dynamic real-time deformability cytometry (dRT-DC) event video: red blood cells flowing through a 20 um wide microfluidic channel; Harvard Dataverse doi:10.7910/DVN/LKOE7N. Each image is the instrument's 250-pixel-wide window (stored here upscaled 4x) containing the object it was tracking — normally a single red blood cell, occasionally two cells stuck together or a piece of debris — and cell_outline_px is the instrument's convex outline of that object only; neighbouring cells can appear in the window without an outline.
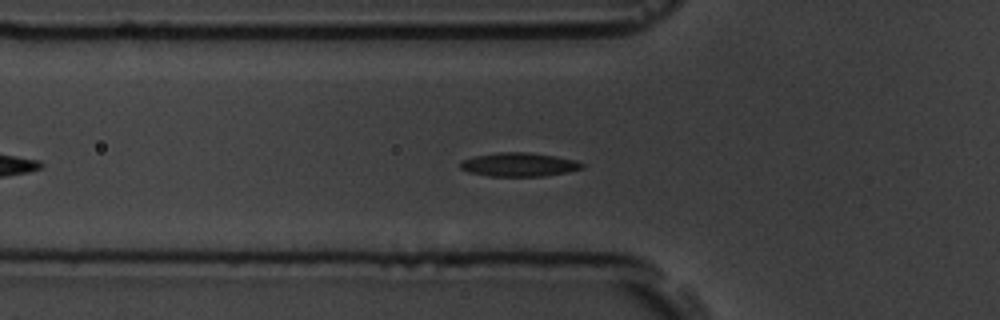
{"species": "common noctule bat (a hibernating species)", "species_latin": "Nyctalus noctula", "temperature_condition": "room temperature", "stored_images_in_passage": 41, "camera_frame_rate_fps": 3000, "um_per_image_px": 0.085, "animal": {"sex": "male", "body_mass_g": 19.5, "forearm_length_mm": 54.6}, "frame": {"image": 1, "passage_image": 10, "time_ms": 3.0, "image_size_px": [1000, 320], "cell_outline_px": [[584, 168], [568, 172], [544, 176], [488, 176], [468, 172], [460, 168], [460, 164], [464, 160], [476, 156], [500, 152], [524, 152], [552, 156], [576, 160], [584, 164]], "centroid_in_image_um": [44.13, 14.0], "position_along_channel_um": 81.7, "area_um2": 16.65}}
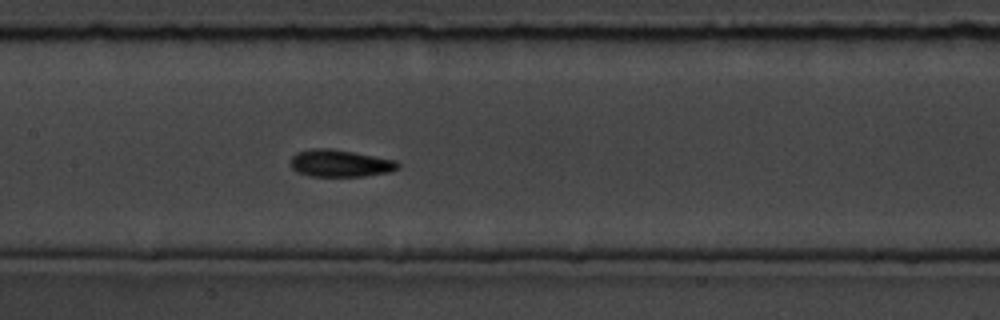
{"frame": {"image": 2, "passage_image": 18, "time_ms": 5.667, "image_size_px": [1000, 320], "cell_outline_px": [[400, 168], [392, 172], [364, 176], [312, 176], [296, 172], [288, 164], [292, 156], [296, 152], [312, 148], [332, 148], [396, 160], [400, 164]], "centroid_in_image_um": [28.9, 13.88], "position_along_channel_um": 178.5, "area_um2": 17.28}}
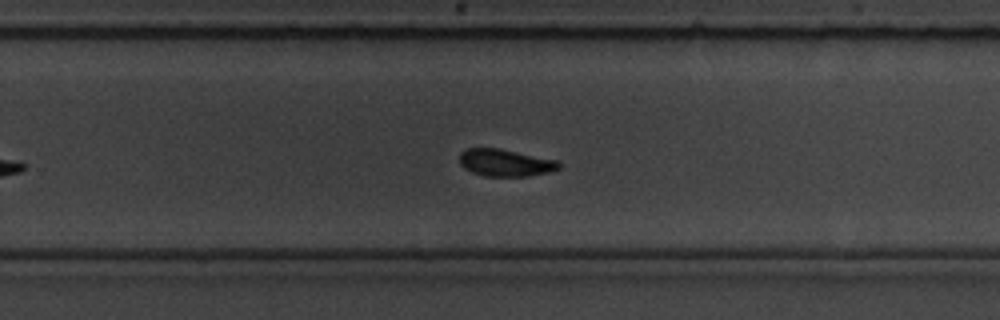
{"frame": {"image": 3, "passage_image": 27, "time_ms": 8.667, "image_size_px": [1000, 320], "cell_outline_px": [[560, 168], [548, 172], [528, 176], [484, 176], [472, 172], [464, 168], [460, 164], [460, 152], [464, 148], [500, 148], [560, 160]], "centroid_in_image_um": [42.96, 13.82], "position_along_channel_um": 286.8, "area_um2": 15.95}, "authors_computed_cell_mechanics": {"area_um2": 16.2996, "velocity_mm_per_s": 3.6257, "shape_relaxation_time_tau1_ms": 3.2486, "shape_relaxation_time_tau2_ms": 2.0902, "deformation_change_tau1": 0.1062, "deformation_change_tau2": 0.0582}}